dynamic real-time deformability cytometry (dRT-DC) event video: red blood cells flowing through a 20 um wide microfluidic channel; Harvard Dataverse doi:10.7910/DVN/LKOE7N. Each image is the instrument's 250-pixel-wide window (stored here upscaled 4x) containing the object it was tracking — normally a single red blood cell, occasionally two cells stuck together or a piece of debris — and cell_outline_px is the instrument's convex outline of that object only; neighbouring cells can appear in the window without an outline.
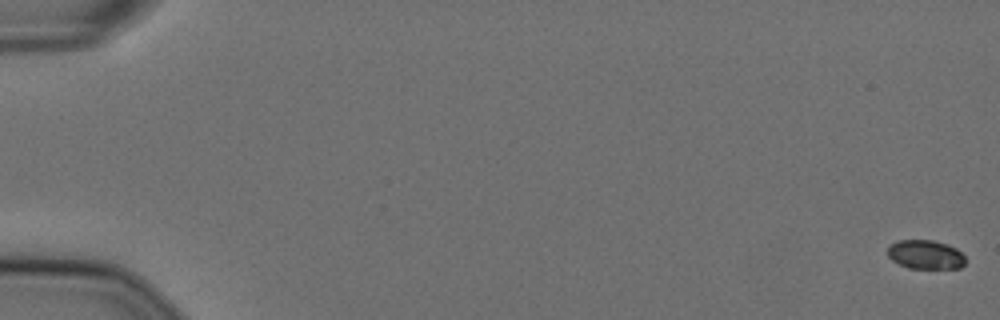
{"species": "Egyptian fruit bat (a non-hibernating species)", "species_latin": "Rousettus aegyptiacus", "temperature_condition": "cold", "stored_images_in_passage": 58, "camera_frame_rate_fps": 3000, "um_per_image_px": 0.085, "animal": {"sex": "female"}, "frame": {"image": 1, "passage_image": 1, "time_ms": 0.0, "image_size_px": [1000, 320], "cell_outline_px": [[964, 264], [960, 268], [908, 268], [892, 260], [888, 256], [888, 244], [900, 240], [932, 240], [948, 244], [956, 248], [964, 256]], "centroid_in_image_um": [78.65, 21.63], "position_along_channel_um": 6.4, "area_um2": 13.12}}
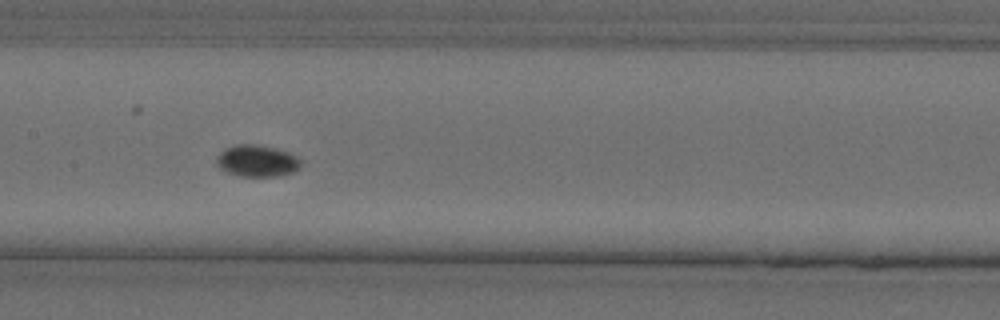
{"frame": {"image": 2, "passage_image": 30, "time_ms": 9.667, "image_size_px": [1000, 320], "cell_outline_px": [[300, 168], [292, 172], [280, 176], [240, 176], [228, 172], [220, 168], [216, 164], [216, 156], [224, 148], [236, 144], [256, 144], [276, 148], [288, 152], [296, 156], [300, 160]], "centroid_in_image_um": [21.82, 13.66], "position_along_channel_um": 185.6, "area_um2": 15.66}}
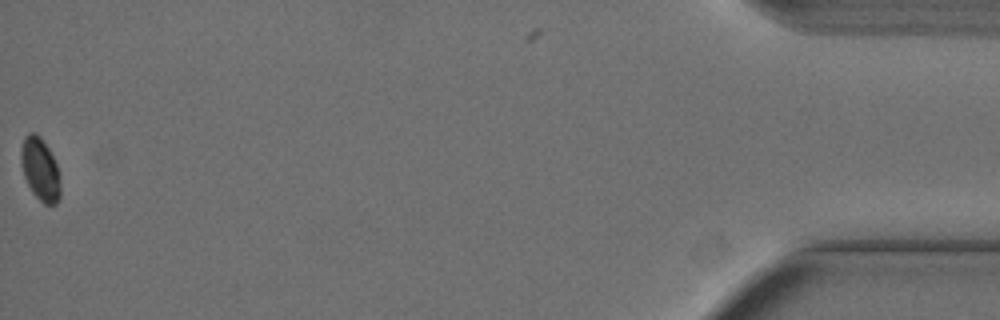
{"frame": {"image": 3, "passage_image": 58, "time_ms": 19.0, "image_size_px": [1000, 320], "cell_outline_px": [[60, 196], [56, 204], [44, 204], [32, 192], [24, 176], [20, 156], [20, 152], [24, 136], [28, 132], [32, 132], [40, 136], [48, 148], [56, 164], [60, 176]], "centroid_in_image_um": [3.41, 14.38], "position_along_channel_um": 431.8, "area_um2": 14.33}}